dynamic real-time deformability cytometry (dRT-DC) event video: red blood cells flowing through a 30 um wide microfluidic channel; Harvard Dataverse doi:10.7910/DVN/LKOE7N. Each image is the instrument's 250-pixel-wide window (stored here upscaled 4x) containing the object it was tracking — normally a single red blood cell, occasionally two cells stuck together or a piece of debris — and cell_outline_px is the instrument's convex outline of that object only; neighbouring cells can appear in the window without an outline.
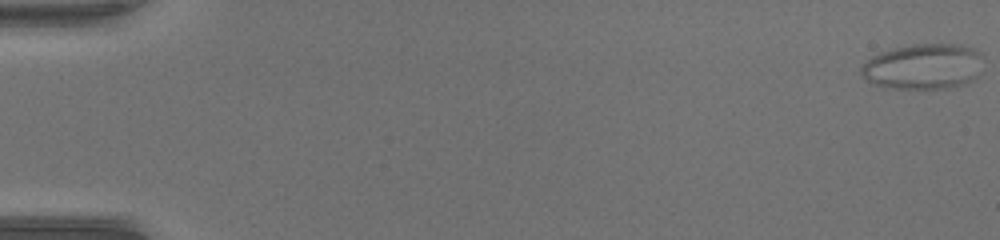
{"species": "common noctule bat (a hibernating species)", "species_latin": "Nyctalus noctula", "temperature_condition": "warm", "stored_images_in_passage": 52, "camera_frame_rate_fps": 3000, "um_per_image_px": 0.085, "animal": {"sex": "female", "body_mass_g": 17.0, "forearm_length_mm": 48.0}, "frame": {"image": 1, "passage_image": 1, "time_ms": 0.0, "image_size_px": [1000, 240], "cell_outline_px": [[980, 52], [976, 76], [960, 84], [940, 88], [892, 88], [872, 84], [860, 72], [860, 68], [872, 56], [896, 48], [916, 44], [952, 44], [972, 48]], "centroid_in_image_um": [78.4, 5.65], "position_along_channel_um": 6.6, "area_um2": 31.21}}
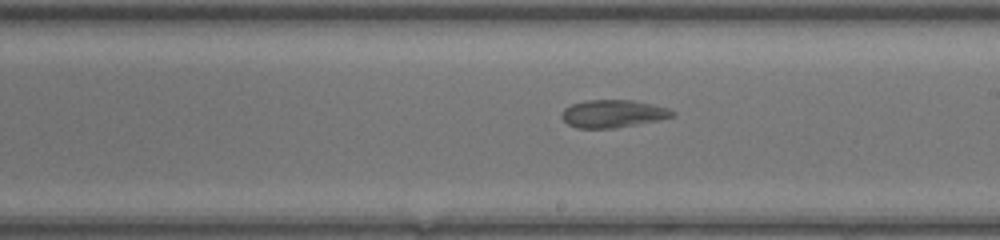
{"frame": {"image": 2, "passage_image": 31, "time_ms": 10.0, "image_size_px": [1000, 240], "cell_outline_px": [[676, 112], [672, 116], [656, 120], [612, 128], [576, 128], [568, 124], [560, 116], [564, 108], [572, 104], [584, 100], [632, 100], [668, 108]], "centroid_in_image_um": [52.04, 9.65], "position_along_channel_um": 237.0, "area_um2": 17.57}}
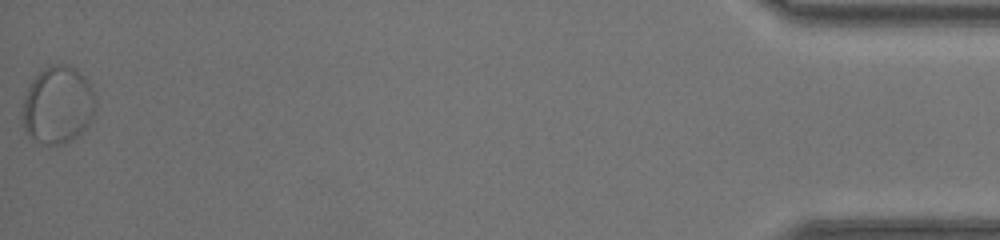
{"frame": {"image": 3, "passage_image": 52, "time_ms": 17.0, "image_size_px": [1000, 240], "cell_outline_px": [[96, 100], [88, 124], [72, 140], [64, 144], [44, 144], [36, 140], [24, 128], [24, 96], [32, 80], [40, 72], [52, 64], [60, 64], [76, 68], [84, 76]], "centroid_in_image_um": [4.91, 8.92], "position_along_channel_um": 430.3, "area_um2": 32.08}, "authors_computed_cell_mechanics": {"area_um2": 23.2645, "velocity_mm_per_s": 4.1214, "shape_relaxation_time_tau1_ms": null, "shape_relaxation_time_tau2_ms": 1.9003, "deformation_change_tau1": null, "deformation_change_tau2": 0.0714}}